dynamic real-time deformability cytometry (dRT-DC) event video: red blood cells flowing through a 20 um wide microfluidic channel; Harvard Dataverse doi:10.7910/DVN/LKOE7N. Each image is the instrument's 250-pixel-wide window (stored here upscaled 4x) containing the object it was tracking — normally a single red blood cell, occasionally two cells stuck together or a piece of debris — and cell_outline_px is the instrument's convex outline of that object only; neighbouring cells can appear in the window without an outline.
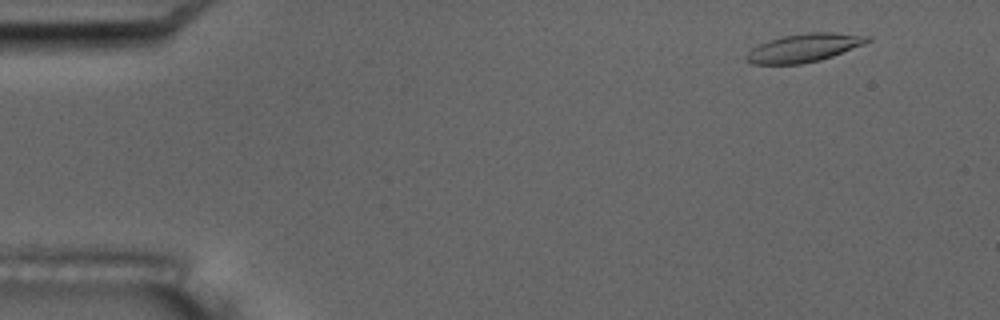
{"species": "common noctule bat (a hibernating species)", "species_latin": "Nyctalus noctula", "temperature_condition": "room temperature", "stored_images_in_passage": 7, "camera_frame_rate_fps": 3000, "um_per_image_px": 0.085, "animal": {"sex": "male", "body_mass_g": 17.5, "forearm_length_mm": 52.3}, "frame": {"image": 1, "passage_image": 2, "time_ms": 1.0, "image_size_px": [1000, 320], "cell_outline_px": [[872, 40], [864, 44], [832, 56], [820, 60], [800, 64], [752, 64], [744, 60], [744, 56], [752, 48], [768, 40], [784, 36], [808, 32], [836, 32], [872, 36]], "centroid_in_image_um": [68.35, 4.06], "position_along_channel_um": 16.7, "area_um2": 20.06}}